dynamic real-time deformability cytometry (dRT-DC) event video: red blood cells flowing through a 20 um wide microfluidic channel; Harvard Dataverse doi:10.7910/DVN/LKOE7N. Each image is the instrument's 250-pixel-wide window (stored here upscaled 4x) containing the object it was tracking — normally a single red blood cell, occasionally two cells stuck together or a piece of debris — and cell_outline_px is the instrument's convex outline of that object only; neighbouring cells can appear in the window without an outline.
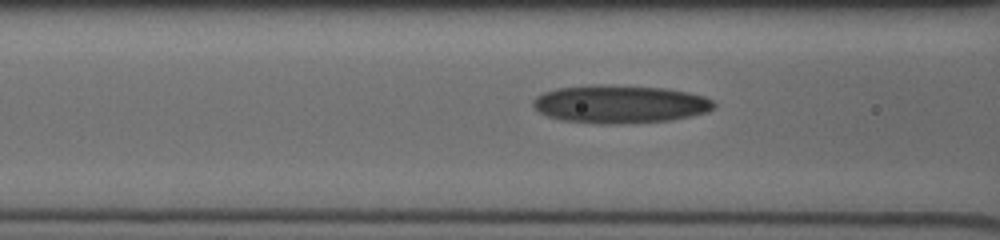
{"species": "human", "species_latin": "Homo sapiens", "temperature_condition": "cold", "stored_images_in_passage": 25, "camera_frame_rate_fps": 3000, "um_per_image_px": 0.085, "donor": {"sex": "male"}, "frame": {"image": 1, "passage_image": 9, "time_ms": 3.667, "image_size_px": [1000, 240], "cell_outline_px": [[716, 104], [708, 112], [692, 116], [672, 120], [620, 124], [600, 124], [560, 120], [548, 116], [540, 112], [532, 104], [532, 100], [536, 96], [544, 92], [556, 88], [592, 84], [608, 84], [664, 88], [688, 92], [704, 96], [712, 100]], "centroid_in_image_um": [52.69, 8.85], "position_along_channel_um": 113.9, "area_um2": 40.52}}
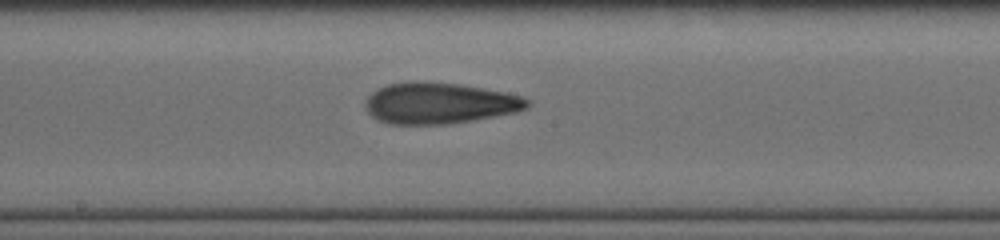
{"frame": {"image": 2, "passage_image": 14, "time_ms": 6.0, "image_size_px": [1000, 240], "cell_outline_px": [[532, 104], [528, 108], [516, 112], [444, 124], [388, 124], [376, 120], [368, 112], [364, 104], [368, 96], [372, 92], [388, 84], [412, 80], [420, 80], [460, 84], [504, 92], [520, 96], [532, 100]], "centroid_in_image_um": [37.33, 8.75], "position_along_channel_um": 210.9, "area_um2": 38.9}}
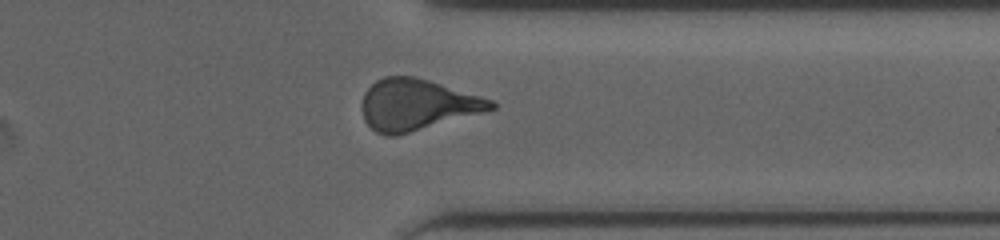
{"frame": {"image": 3, "passage_image": 22, "time_ms": 10.0, "image_size_px": [1000, 240], "cell_outline_px": [[496, 108], [484, 112], [396, 136], [384, 136], [376, 132], [364, 120], [360, 104], [364, 92], [376, 80], [384, 76], [416, 76], [492, 100], [496, 104]], "centroid_in_image_um": [35.39, 8.9], "position_along_channel_um": 376.0, "area_um2": 38.44}}